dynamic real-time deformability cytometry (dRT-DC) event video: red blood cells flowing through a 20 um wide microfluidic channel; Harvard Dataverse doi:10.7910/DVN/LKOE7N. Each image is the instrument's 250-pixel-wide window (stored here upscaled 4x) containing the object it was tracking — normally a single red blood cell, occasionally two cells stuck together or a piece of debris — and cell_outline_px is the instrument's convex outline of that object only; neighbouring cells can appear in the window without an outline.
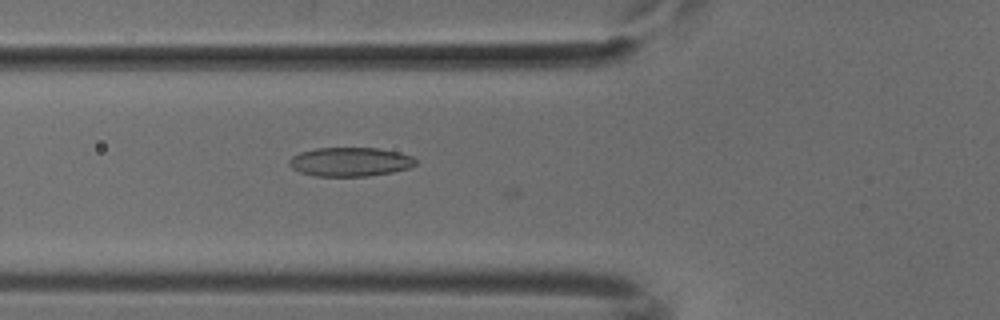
{"species": "common noctule bat (a hibernating species)", "species_latin": "Nyctalus noctula", "temperature_condition": "cold", "stored_images_in_passage": 14, "camera_frame_rate_fps": 3000, "um_per_image_px": 0.085, "animal": {"sex": "male", "body_mass_g": 18.8}, "frame": {"image": 1, "passage_image": 10, "time_ms": 3.0, "image_size_px": [1000, 320], "cell_outline_px": [[416, 164], [408, 168], [392, 172], [368, 176], [316, 176], [300, 172], [292, 168], [288, 164], [288, 160], [292, 156], [300, 152], [316, 148], [380, 148], [400, 152], [412, 156], [416, 160]], "centroid_in_image_um": [29.76, 13.75], "position_along_channel_um": 96.0, "area_um2": 21.44}}
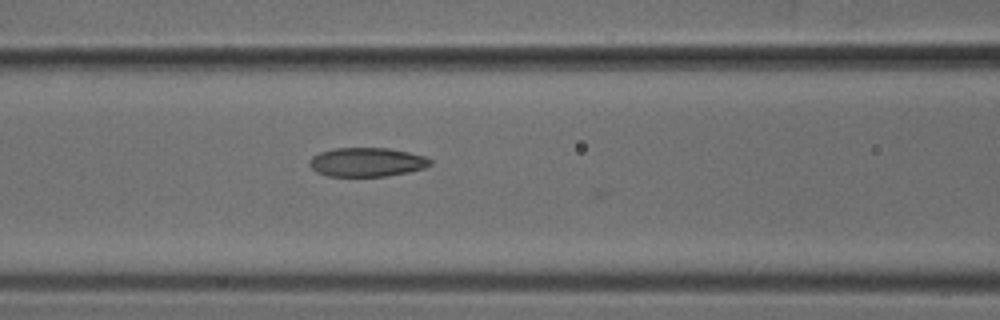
{"frame": {"image": 2, "passage_image": 13, "time_ms": 4.0, "image_size_px": [1000, 320], "cell_outline_px": [[432, 164], [424, 168], [408, 172], [388, 176], [328, 176], [316, 172], [308, 164], [308, 160], [312, 156], [320, 152], [336, 148], [388, 148], [408, 152], [424, 156], [432, 160]], "centroid_in_image_um": [31.17, 13.78], "position_along_channel_um": 135.4, "area_um2": 20.46}}